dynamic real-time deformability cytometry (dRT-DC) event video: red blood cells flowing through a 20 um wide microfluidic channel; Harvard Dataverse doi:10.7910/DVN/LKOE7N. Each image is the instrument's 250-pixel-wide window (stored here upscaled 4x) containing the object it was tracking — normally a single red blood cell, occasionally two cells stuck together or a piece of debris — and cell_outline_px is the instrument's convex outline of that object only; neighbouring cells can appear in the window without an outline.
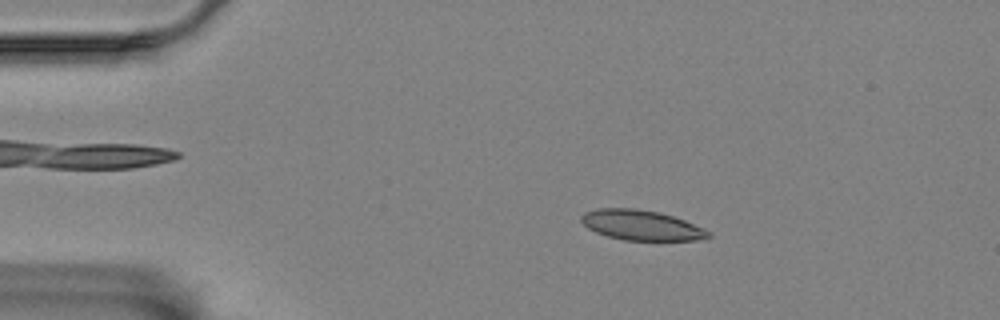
{"species": "Egyptian fruit bat (a non-hibernating species)", "species_latin": "Rousettus aegyptiacus", "temperature_condition": "room temperature", "stored_images_in_passage": 57, "camera_frame_rate_fps": 3000, "um_per_image_px": 0.085, "animal": {"sex": "female"}, "frame": {"image": 1, "passage_image": 10, "time_ms": 3.0, "image_size_px": [1000, 320], "cell_outline_px": [[712, 236], [696, 240], [624, 240], [608, 236], [596, 232], [588, 228], [580, 220], [580, 216], [584, 212], [600, 208], [636, 208], [660, 212], [684, 220], [704, 228], [712, 232]], "centroid_in_image_um": [54.52, 19.13], "position_along_channel_um": 30.5, "area_um2": 22.31}}
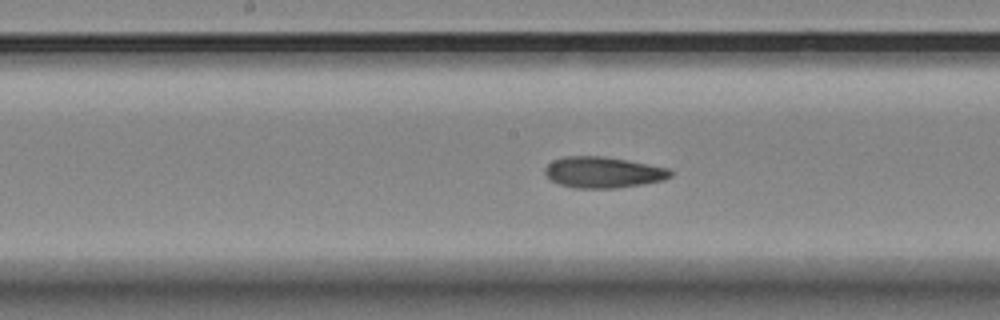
{"frame": {"image": 2, "passage_image": 29, "time_ms": 9.333, "image_size_px": [1000, 320], "cell_outline_px": [[672, 176], [664, 180], [644, 184], [616, 188], [572, 188], [560, 184], [552, 180], [544, 172], [544, 168], [552, 160], [564, 156], [600, 156], [624, 160], [668, 168], [672, 172]], "centroid_in_image_um": [51.25, 14.65], "position_along_channel_um": 197.0, "area_um2": 22.6}}
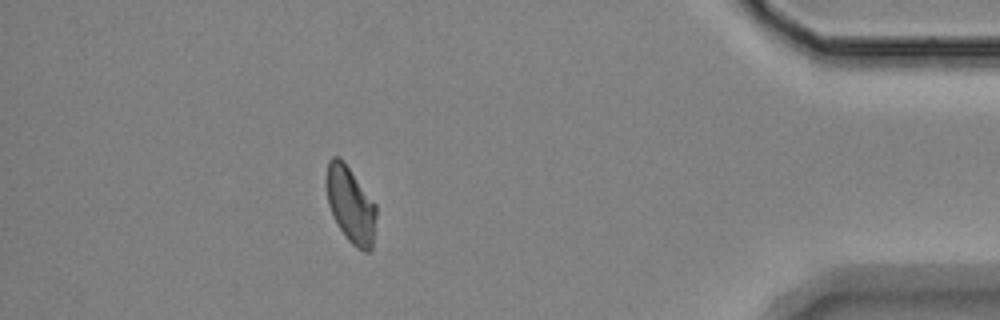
{"frame": {"image": 3, "passage_image": 51, "time_ms": 16.667, "image_size_px": [1000, 320], "cell_outline_px": [[376, 216], [372, 248], [368, 252], [364, 252], [356, 248], [348, 240], [340, 228], [328, 204], [328, 160], [332, 156], [340, 156], [344, 160], [376, 204]], "centroid_in_image_um": [29.84, 17.4], "position_along_channel_um": 405.4, "area_um2": 21.79}, "authors_computed_cell_mechanics": {"area_um2": 22.831, "velocity_mm_per_s": 3.4511, "shape_relaxation_time_tau1_ms": 7.3246, "shape_relaxation_time_tau2_ms": 2.5811, "deformation_change_tau1": 0.1543, "deformation_change_tau2": 0.0696}}